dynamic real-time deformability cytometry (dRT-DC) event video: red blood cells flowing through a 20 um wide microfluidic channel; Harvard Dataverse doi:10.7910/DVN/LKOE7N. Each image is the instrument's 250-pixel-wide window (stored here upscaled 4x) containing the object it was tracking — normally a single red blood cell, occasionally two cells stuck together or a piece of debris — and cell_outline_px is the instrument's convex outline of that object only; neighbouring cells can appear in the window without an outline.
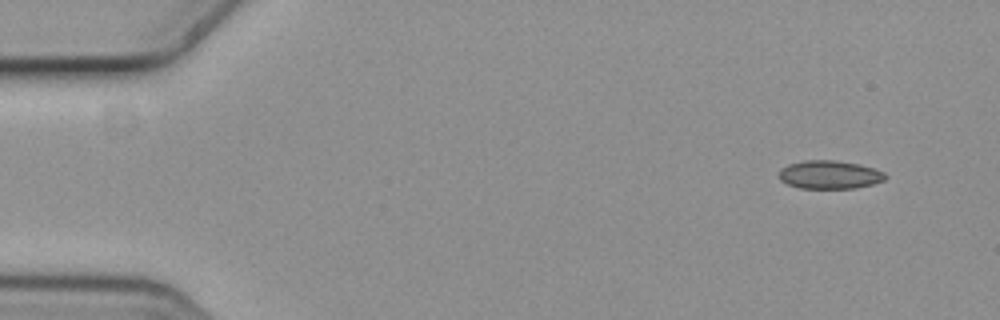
{"species": "common noctule bat (a hibernating species)", "species_latin": "Nyctalus noctula", "temperature_condition": "cold", "stored_images_in_passage": 8, "camera_frame_rate_fps": 3000, "um_per_image_px": 0.085, "animal": {"sex": "female", "body_mass_g": 19.3, "forearm_length_mm": 54.1}, "frame": {"image": 1, "passage_image": 1, "time_ms": 0.0, "image_size_px": [1000, 320], "cell_outline_px": [[888, 176], [884, 180], [872, 184], [856, 188], [800, 188], [788, 184], [780, 180], [780, 168], [788, 164], [804, 160], [836, 160], [860, 164], [876, 168], [884, 172]], "centroid_in_image_um": [70.54, 14.84], "position_along_channel_um": 14.5, "area_um2": 17.69}}
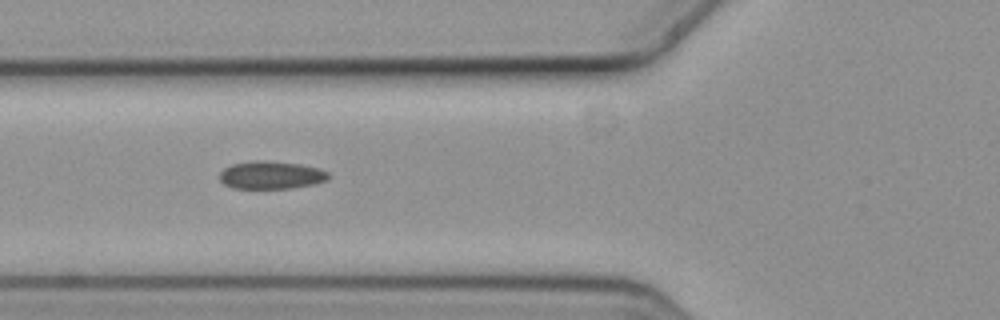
{"frame": {"image": 2, "passage_image": 6, "time_ms": 1.667, "image_size_px": [1000, 320], "cell_outline_px": [[328, 180], [312, 184], [292, 188], [232, 188], [224, 184], [220, 180], [220, 172], [224, 168], [232, 164], [252, 160], [268, 160], [300, 164], [320, 168], [328, 172]], "centroid_in_image_um": [23.03, 14.87], "position_along_channel_um": 102.8, "area_um2": 17.74}}
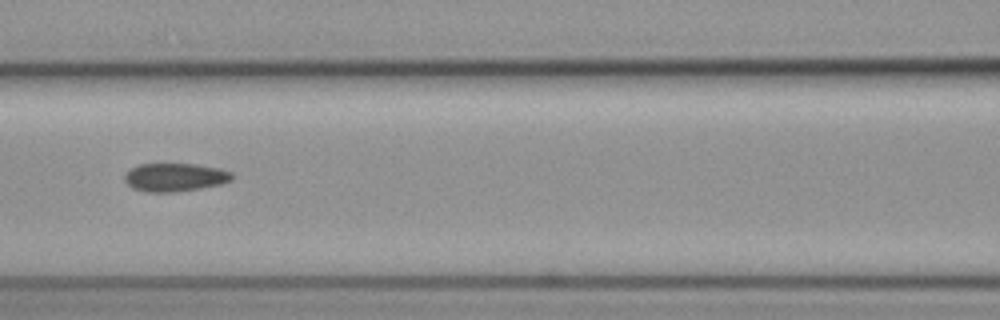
{"frame": {"image": 3, "passage_image": 7, "time_ms": 2.0, "image_size_px": [1000, 320], "cell_outline_px": [[232, 180], [220, 184], [200, 188], [172, 192], [148, 192], [132, 188], [124, 180], [124, 176], [132, 168], [140, 164], [196, 164], [220, 168], [232, 172]], "centroid_in_image_um": [14.88, 15.06], "position_along_channel_um": 151.7, "area_um2": 17.57}}